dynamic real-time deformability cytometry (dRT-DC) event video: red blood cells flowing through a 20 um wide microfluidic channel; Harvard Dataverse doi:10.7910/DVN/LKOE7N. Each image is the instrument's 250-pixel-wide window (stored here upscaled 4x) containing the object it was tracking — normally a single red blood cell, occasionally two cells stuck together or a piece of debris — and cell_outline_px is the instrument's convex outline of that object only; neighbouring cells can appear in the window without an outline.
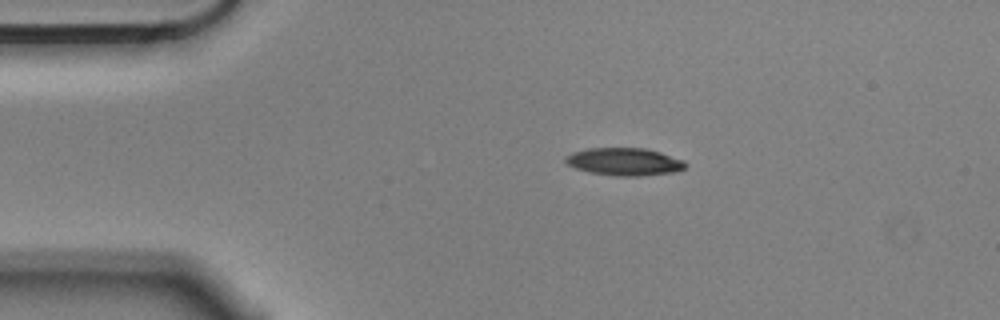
{"species": "Egyptian fruit bat (a non-hibernating species)", "species_latin": "Rousettus aegyptiacus", "temperature_condition": "cold", "stored_images_in_passage": 2, "camera_frame_rate_fps": 3000, "um_per_image_px": 0.085, "animal": {"sex": "male"}, "frame": {"image": 1, "passage_image": 1, "time_ms": 0.0, "image_size_px": [1000, 320], "cell_outline_px": [[688, 164], [684, 168], [676, 172], [640, 176], [616, 176], [588, 172], [576, 168], [568, 164], [564, 160], [564, 156], [572, 152], [588, 148], [644, 148], [660, 152], [684, 160]], "centroid_in_image_um": [53.07, 13.74], "position_along_channel_um": 31.9, "area_um2": 19.42}}